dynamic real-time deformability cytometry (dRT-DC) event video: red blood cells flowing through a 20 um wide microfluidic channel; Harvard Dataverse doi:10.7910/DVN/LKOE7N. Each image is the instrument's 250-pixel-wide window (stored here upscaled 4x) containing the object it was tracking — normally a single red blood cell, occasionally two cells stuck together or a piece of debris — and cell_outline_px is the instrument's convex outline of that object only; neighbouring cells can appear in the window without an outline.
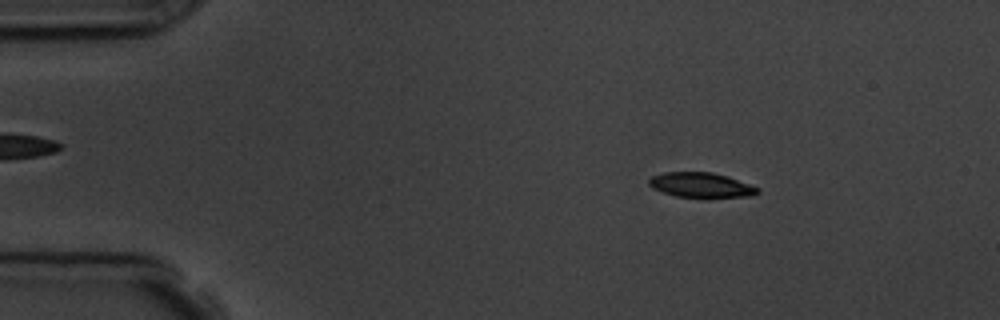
{"species": "common noctule bat (a hibernating species)", "species_latin": "Nyctalus noctula", "temperature_condition": "room temperature", "stored_images_in_passage": 5, "camera_frame_rate_fps": 3000, "um_per_image_px": 0.085, "animal": {"sex": "male", "body_mass_g": 19.5, "forearm_length_mm": 54.6}, "frame": {"image": 1, "passage_image": 2, "time_ms": 1.333, "image_size_px": [1000, 320], "cell_outline_px": [[760, 192], [752, 196], [708, 200], [676, 196], [652, 188], [648, 184], [648, 180], [652, 176], [664, 172], [712, 172], [728, 176], [760, 188]], "centroid_in_image_um": [59.65, 15.77], "position_along_channel_um": 25.4, "area_um2": 16.53}}
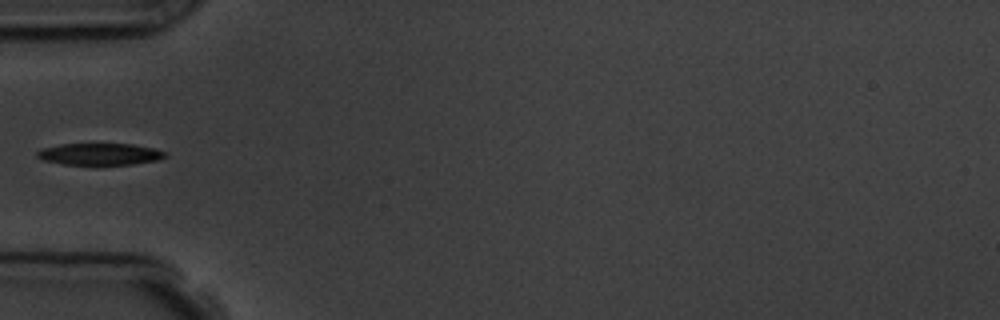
{"frame": {"image": 2, "passage_image": 5, "time_ms": 4.667, "image_size_px": [1000, 320], "cell_outline_px": [[168, 156], [156, 160], [132, 164], [96, 168], [64, 164], [44, 160], [36, 156], [36, 152], [44, 148], [60, 144], [132, 144], [152, 148], [168, 152]], "centroid_in_image_um": [8.49, 13.15], "position_along_channel_um": 76.5, "area_um2": 16.99}}